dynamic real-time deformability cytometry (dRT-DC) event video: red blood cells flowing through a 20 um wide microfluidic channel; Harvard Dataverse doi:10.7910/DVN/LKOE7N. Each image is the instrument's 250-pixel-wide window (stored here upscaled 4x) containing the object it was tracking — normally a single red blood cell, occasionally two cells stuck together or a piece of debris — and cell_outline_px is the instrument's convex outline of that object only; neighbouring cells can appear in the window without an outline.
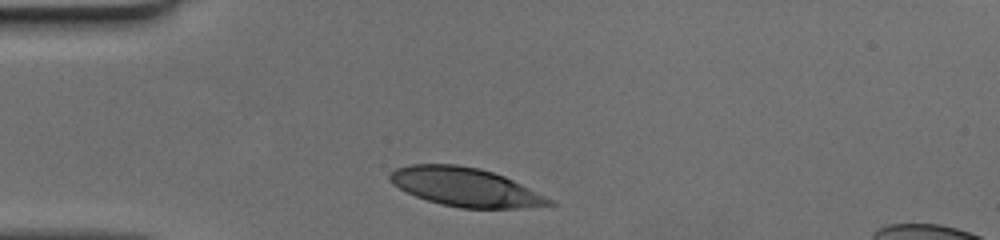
{"species": "human", "species_latin": "Homo sapiens", "temperature_condition": "cold", "stored_images_in_passage": 28, "camera_frame_rate_fps": 3000, "um_per_image_px": 0.085, "donor": {"sex": "female"}, "frame": {"image": 1, "passage_image": 1, "time_ms": 0.0, "image_size_px": [1000, 240], "cell_outline_px": [[556, 204], [520, 208], [460, 208], [440, 204], [416, 196], [392, 184], [388, 176], [396, 168], [408, 164], [456, 164], [480, 168], [504, 176], [552, 200]], "centroid_in_image_um": [39.51, 15.89], "position_along_channel_um": 45.5, "area_um2": 35.49}}
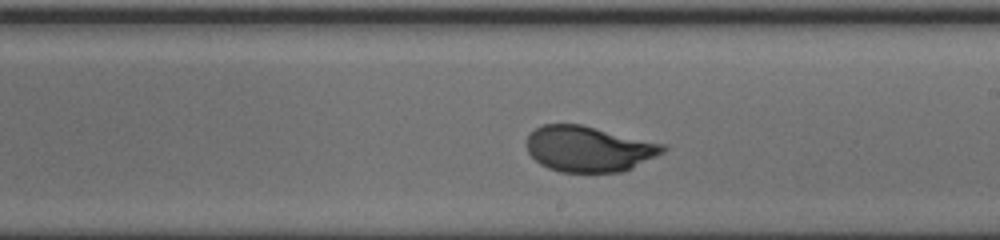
{"frame": {"image": 2, "passage_image": 17, "time_ms": 5.333, "image_size_px": [1000, 240], "cell_outline_px": [[668, 148], [664, 152], [624, 172], [560, 172], [548, 168], [540, 164], [528, 152], [528, 136], [536, 128], [544, 124], [580, 124], [668, 144]], "centroid_in_image_um": [50.1, 12.66], "position_along_channel_um": 238.9, "area_um2": 36.36}}
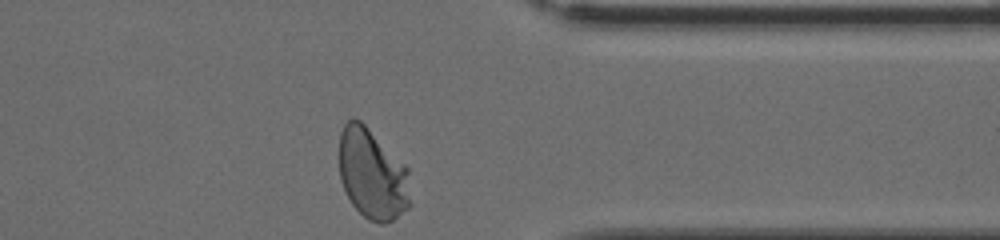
{"frame": {"image": 3, "passage_image": 28, "time_ms": 9.0, "image_size_px": [1000, 240], "cell_outline_px": [[412, 204], [408, 208], [392, 220], [384, 224], [380, 224], [368, 220], [352, 204], [340, 180], [340, 132], [344, 124], [348, 120], [360, 120], [408, 168]], "centroid_in_image_um": [31.67, 14.84], "position_along_channel_um": 379.7, "area_um2": 37.45}}